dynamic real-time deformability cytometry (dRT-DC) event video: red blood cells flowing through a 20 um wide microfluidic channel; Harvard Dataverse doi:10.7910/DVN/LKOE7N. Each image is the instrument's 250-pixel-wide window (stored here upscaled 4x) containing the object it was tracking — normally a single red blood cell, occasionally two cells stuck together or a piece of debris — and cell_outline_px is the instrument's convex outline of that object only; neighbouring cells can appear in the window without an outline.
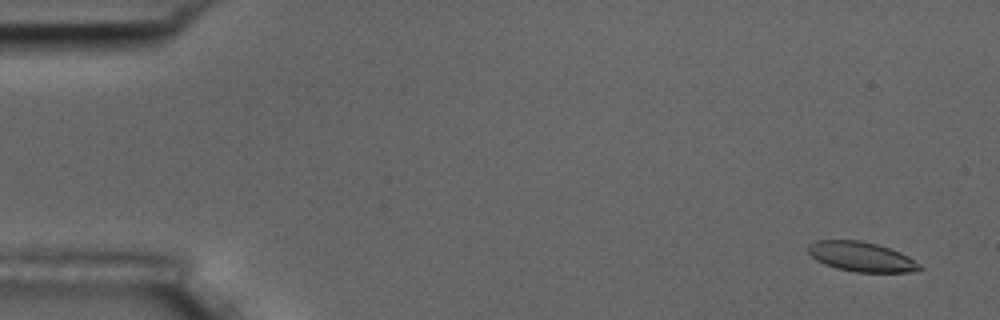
{"species": "common noctule bat (a hibernating species)", "species_latin": "Nyctalus noctula", "temperature_condition": "room temperature", "stored_images_in_passage": 4, "camera_frame_rate_fps": 3000, "um_per_image_px": 0.085, "animal": {"sex": "male", "body_mass_g": 17.5, "forearm_length_mm": 52.3}, "frame": {"image": 1, "passage_image": 1, "time_ms": 0.0, "image_size_px": [1000, 320], "cell_outline_px": [[924, 268], [908, 272], [856, 272], [836, 268], [824, 264], [816, 260], [808, 252], [808, 244], [816, 240], [860, 240], [876, 244], [900, 252], [908, 256], [920, 264]], "centroid_in_image_um": [73.19, 21.82], "position_along_channel_um": 11.8, "area_um2": 19.25}}
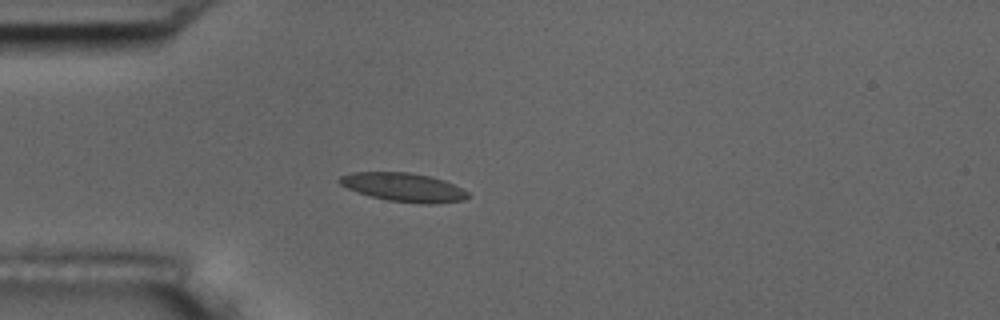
{"frame": {"image": 2, "passage_image": 4, "time_ms": 1.0, "image_size_px": [1000, 320], "cell_outline_px": [[472, 196], [464, 200], [428, 204], [424, 204], [388, 200], [356, 192], [340, 184], [336, 180], [340, 176], [352, 172], [408, 172], [428, 176], [444, 180], [468, 192]], "centroid_in_image_um": [34.29, 15.91], "position_along_channel_um": 50.7, "area_um2": 21.33}}